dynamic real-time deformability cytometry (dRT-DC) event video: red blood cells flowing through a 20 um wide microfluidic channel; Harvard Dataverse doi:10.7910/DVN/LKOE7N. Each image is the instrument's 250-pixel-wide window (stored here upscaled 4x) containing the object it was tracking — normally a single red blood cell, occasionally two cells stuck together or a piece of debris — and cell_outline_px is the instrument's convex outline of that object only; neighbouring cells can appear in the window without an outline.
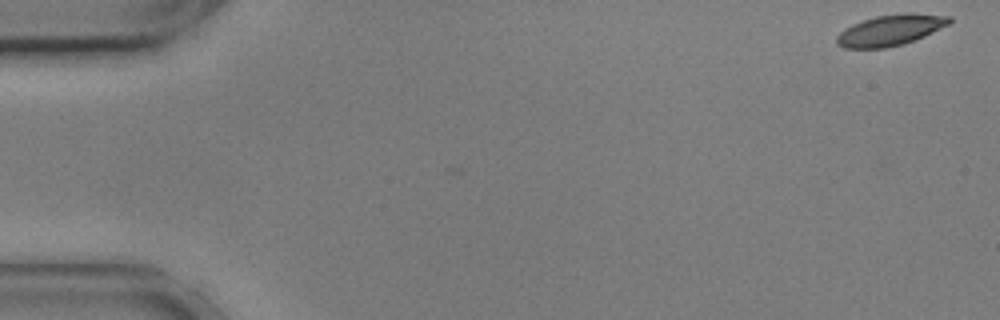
{"species": "common noctule bat (a hibernating species)", "species_latin": "Nyctalus noctula", "temperature_condition": "cold", "stored_images_in_passage": 55, "camera_frame_rate_fps": 3000, "um_per_image_px": 0.085, "animal": {"sex": "male", "body_mass_g": 17.9, "forearm_length_mm": 54.2}, "frame": {"image": 1, "passage_image": 1, "time_ms": 0.0, "image_size_px": [1000, 320], "cell_outline_px": [[952, 20], [948, 24], [916, 40], [904, 44], [884, 48], [844, 48], [836, 44], [836, 36], [844, 28], [852, 24], [876, 16], [908, 12], [952, 16]], "centroid_in_image_um": [75.67, 2.56], "position_along_channel_um": 9.3, "area_um2": 20.35}}
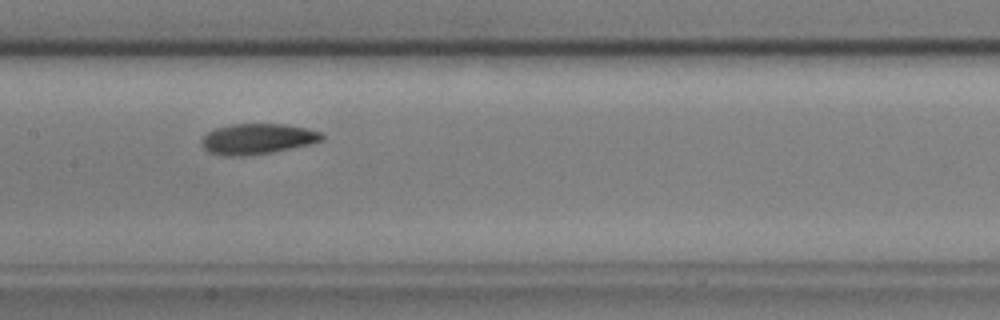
{"frame": {"image": 2, "passage_image": 27, "time_ms": 8.667, "image_size_px": [1000, 320], "cell_outline_px": [[324, 140], [312, 144], [272, 152], [244, 156], [220, 156], [208, 152], [200, 144], [200, 140], [208, 132], [216, 128], [232, 124], [284, 124], [308, 128], [320, 132], [324, 136]], "centroid_in_image_um": [21.88, 11.81], "position_along_channel_um": 185.5, "area_um2": 21.68}}
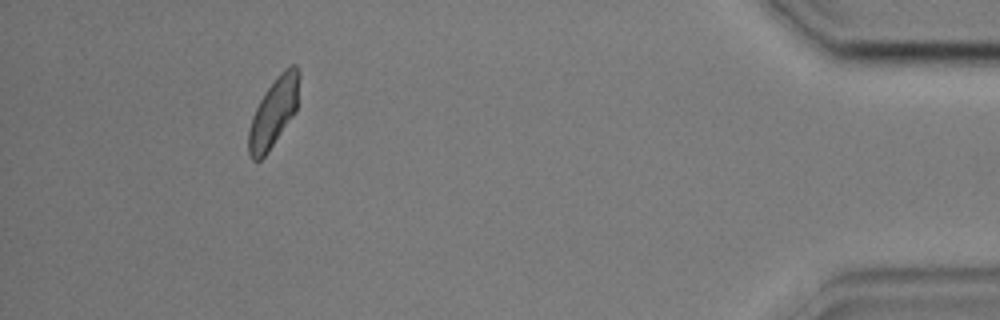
{"frame": {"image": 3, "passage_image": 51, "time_ms": 16.667, "image_size_px": [1000, 320], "cell_outline_px": [[300, 76], [296, 112], [268, 152], [260, 160], [252, 160], [248, 156], [248, 132], [252, 116], [264, 92], [280, 72], [284, 68], [292, 64], [296, 64], [300, 72]], "centroid_in_image_um": [23.27, 9.54], "position_along_channel_um": 411.9, "area_um2": 20.52}, "authors_computed_cell_mechanics": {"area_um2": 20.9814, "velocity_mm_per_s": 3.5686, "shape_relaxation_time_tau1_ms": 3.3097, "shape_relaxation_time_tau2_ms": 3.8761, "deformation_change_tau1": 0.14, "deformation_change_tau2": 0.0936}}